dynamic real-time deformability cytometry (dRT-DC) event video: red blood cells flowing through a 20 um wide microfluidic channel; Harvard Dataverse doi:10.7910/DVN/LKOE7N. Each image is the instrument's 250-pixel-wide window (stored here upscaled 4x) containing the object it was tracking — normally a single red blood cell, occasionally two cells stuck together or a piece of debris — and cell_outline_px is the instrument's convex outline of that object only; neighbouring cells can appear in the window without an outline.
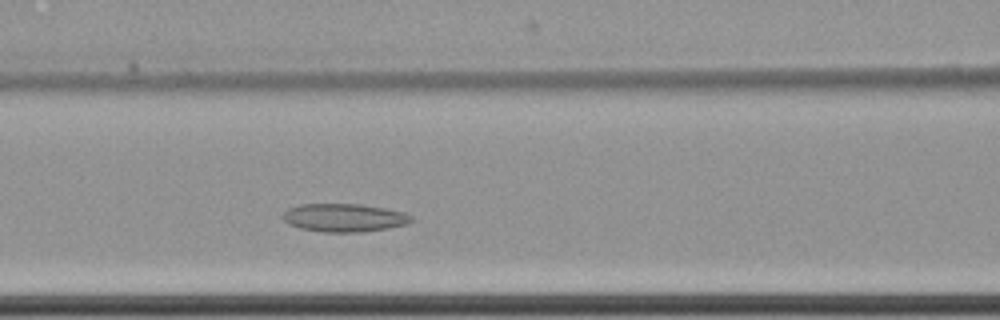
{"species": "common noctule bat (a hibernating species)", "species_latin": "Nyctalus noctula", "temperature_condition": "cold", "stored_images_in_passage": 43, "camera_frame_rate_fps": 3000, "um_per_image_px": 0.085, "animal": {"sex": "female", "body_mass_g": 22.7, "forearm_length_mm": 54.2}, "frame": {"image": 1, "passage_image": 16, "time_ms": 5.0, "image_size_px": [1000, 320], "cell_outline_px": [[412, 220], [408, 224], [388, 228], [364, 232], [324, 232], [300, 228], [288, 224], [284, 220], [284, 212], [288, 208], [300, 204], [360, 204], [384, 208], [404, 212], [412, 216]], "centroid_in_image_um": [29.27, 18.51], "position_along_channel_um": 137.3, "area_um2": 21.1}}
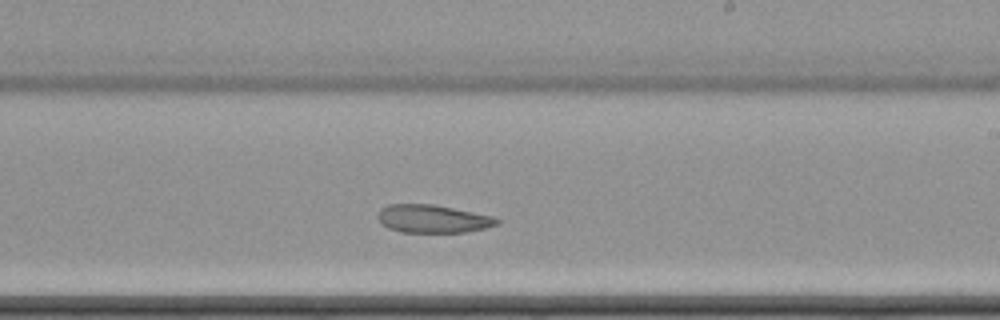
{"frame": {"image": 2, "passage_image": 26, "time_ms": 8.333, "image_size_px": [1000, 320], "cell_outline_px": [[500, 224], [484, 228], [464, 232], [400, 232], [388, 228], [376, 216], [380, 208], [388, 204], [432, 204], [492, 216], [500, 220]], "centroid_in_image_um": [36.76, 18.59], "position_along_channel_um": 252.2, "area_um2": 19.31}}
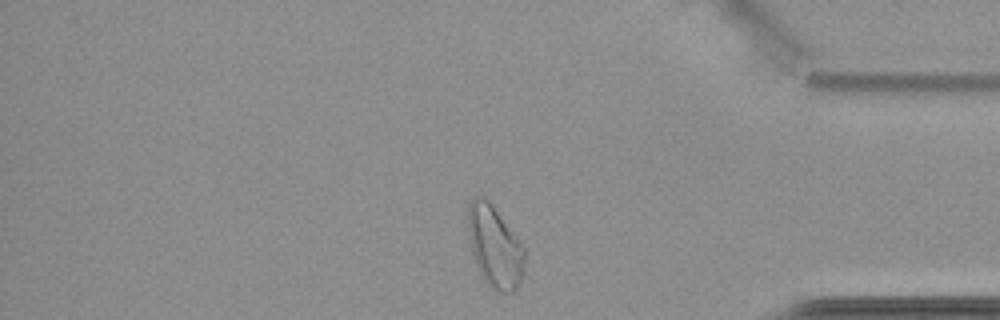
{"frame": {"image": 3, "passage_image": 40, "time_ms": 13.0, "image_size_px": [1000, 320], "cell_outline_px": [[524, 264], [520, 280], [516, 288], [512, 292], [500, 292], [492, 288], [484, 280], [480, 272], [472, 248], [468, 228], [468, 208], [472, 200], [476, 196], [484, 196], [492, 204], [520, 240], [524, 248]], "centroid_in_image_um": [42.07, 20.94], "position_along_channel_um": 393.1, "area_um2": 26.36}, "authors_computed_cell_mechanics": {"area_um2": 21.5594, "velocity_mm_per_s": 3.4542, "shape_relaxation_time_tau1_ms": null, "shape_relaxation_time_tau2_ms": 9.777, "deformation_change_tau1": null, "deformation_change_tau2": 0.1548}}